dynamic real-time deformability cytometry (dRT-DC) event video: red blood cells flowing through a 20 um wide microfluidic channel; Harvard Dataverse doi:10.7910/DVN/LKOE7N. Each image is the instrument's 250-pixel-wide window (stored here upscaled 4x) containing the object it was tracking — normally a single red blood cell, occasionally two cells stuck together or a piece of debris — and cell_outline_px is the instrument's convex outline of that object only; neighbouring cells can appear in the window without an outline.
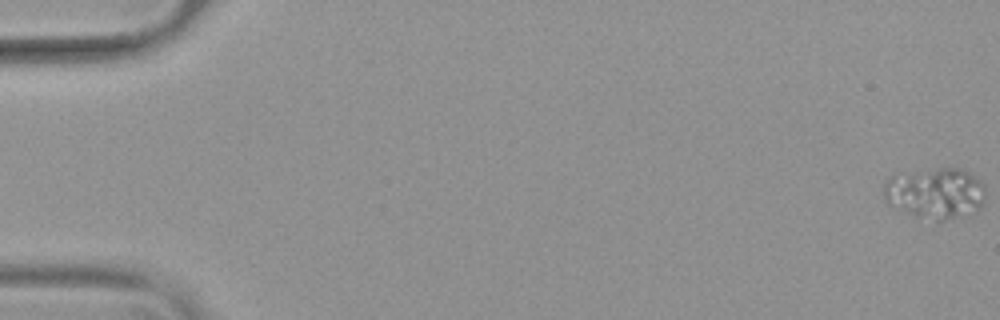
{"species": "common noctule bat (a hibernating species)", "species_latin": "Nyctalus noctula", "temperature_condition": "warm", "stored_images_in_passage": 55, "camera_frame_rate_fps": 3000, "um_per_image_px": 0.085, "animal": {"sex": "female", "body_mass_g": 19.9}, "frame": {"image": 1, "passage_image": 1, "time_ms": 0.0, "image_size_px": [1000, 320], "cell_outline_px": [[984, 200], [980, 208], [972, 216], [944, 220], [936, 220], [916, 216], [896, 208], [888, 204], [884, 200], [884, 184], [892, 176], [940, 168], [960, 168], [968, 172], [980, 180], [984, 184]], "centroid_in_image_um": [79.56, 16.45], "position_along_channel_um": 5.4, "area_um2": 30.17}}
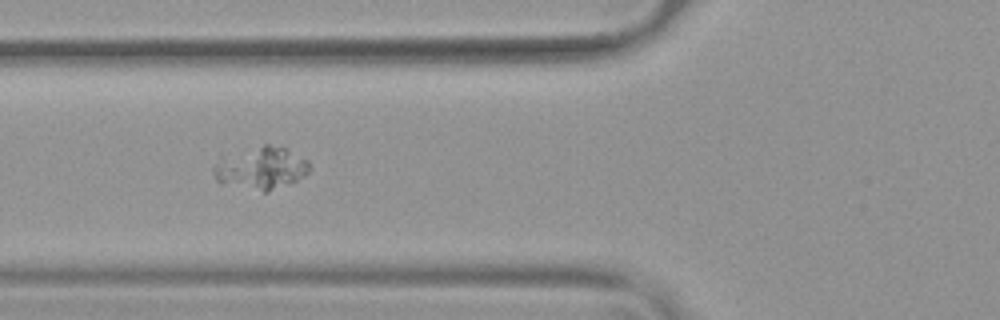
{"frame": {"image": 2, "passage_image": 22, "time_ms": 7.0, "image_size_px": [1000, 320], "cell_outline_px": [[312, 168], [304, 176], [296, 180], [268, 192], [264, 192], [220, 184], [216, 180], [212, 172], [212, 168], [216, 164], [224, 160], [264, 144], [268, 144], [284, 148], [308, 160]], "centroid_in_image_um": [22.24, 14.35], "position_along_channel_um": 103.6, "area_um2": 22.95}}
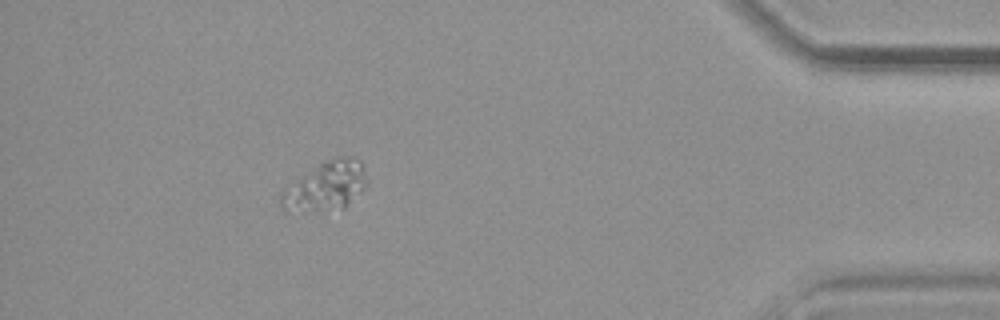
{"frame": {"image": 3, "passage_image": 50, "time_ms": 16.333, "image_size_px": [1000, 320], "cell_outline_px": [[364, 188], [344, 208], [304, 212], [284, 212], [280, 208], [280, 192], [296, 180], [320, 164], [328, 160], [344, 156], [348, 156], [360, 160], [364, 164]], "centroid_in_image_um": [27.64, 15.87], "position_along_channel_um": 407.6, "area_um2": 24.16}}